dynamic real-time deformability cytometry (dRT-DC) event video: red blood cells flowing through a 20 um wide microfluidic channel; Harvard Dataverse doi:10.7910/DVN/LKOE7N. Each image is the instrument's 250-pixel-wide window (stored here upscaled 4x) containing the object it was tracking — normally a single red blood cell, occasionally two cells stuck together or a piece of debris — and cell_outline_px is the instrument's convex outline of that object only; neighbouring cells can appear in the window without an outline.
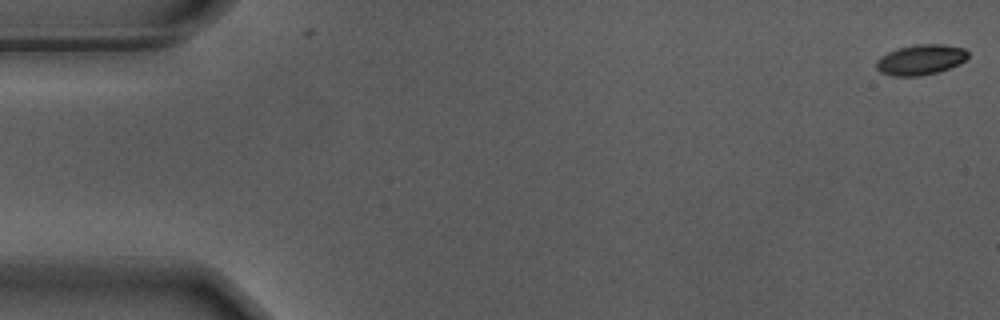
{"species": "Egyptian fruit bat (a non-hibernating species)", "species_latin": "Rousettus aegyptiacus", "temperature_condition": "warm", "stored_images_in_passage": 2, "camera_frame_rate_fps": 3000, "um_per_image_px": 0.085, "animal": {"sex": "male"}, "frame": {"image": 1, "passage_image": 1, "time_ms": 0.0, "image_size_px": [1000, 320], "cell_outline_px": [[968, 56], [960, 64], [936, 72], [920, 76], [892, 76], [880, 72], [876, 68], [876, 60], [880, 56], [896, 48], [916, 44], [944, 44], [964, 48], [968, 52]], "centroid_in_image_um": [78.23, 5.07], "position_along_channel_um": 6.8, "area_um2": 16.3}}